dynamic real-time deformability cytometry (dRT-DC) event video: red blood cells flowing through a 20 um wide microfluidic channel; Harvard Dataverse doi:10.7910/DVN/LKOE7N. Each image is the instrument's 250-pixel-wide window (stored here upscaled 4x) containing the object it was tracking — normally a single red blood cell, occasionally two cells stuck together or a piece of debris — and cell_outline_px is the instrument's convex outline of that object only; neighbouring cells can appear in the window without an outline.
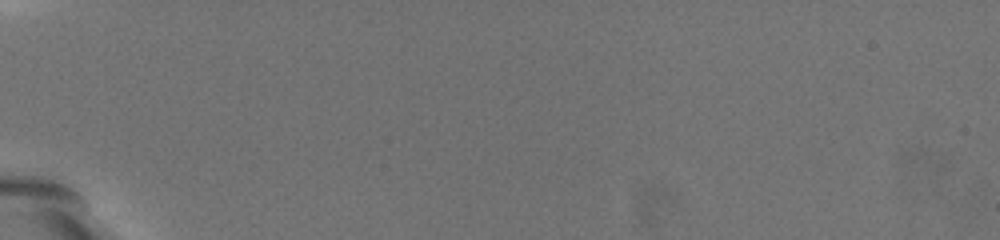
{"species": "common noctule bat (a hibernating species)", "species_latin": "Nyctalus noctula", "temperature_condition": "warm", "stored_images_in_passage": 2, "camera_frame_rate_fps": 3000, "um_per_image_px": 0.085, "animal": {"sex": "female", "body_mass_g": 19.5, "forearm_length_mm": 54.1}, "frame": {"image": 1, "passage_image": 1, "time_ms": 0.0, "image_size_px": [1000, 240], "cell_outline_px": [[168, 116], [164, 120], [152, 120], [120, 88], [96, 56], [96, 48], [100, 32], [108, 32], [124, 48], [144, 72], [164, 100]], "centroid_in_image_um": [11.07, 6.55], "position_along_channel_um": 73.9, "area_um2": 18.5}}